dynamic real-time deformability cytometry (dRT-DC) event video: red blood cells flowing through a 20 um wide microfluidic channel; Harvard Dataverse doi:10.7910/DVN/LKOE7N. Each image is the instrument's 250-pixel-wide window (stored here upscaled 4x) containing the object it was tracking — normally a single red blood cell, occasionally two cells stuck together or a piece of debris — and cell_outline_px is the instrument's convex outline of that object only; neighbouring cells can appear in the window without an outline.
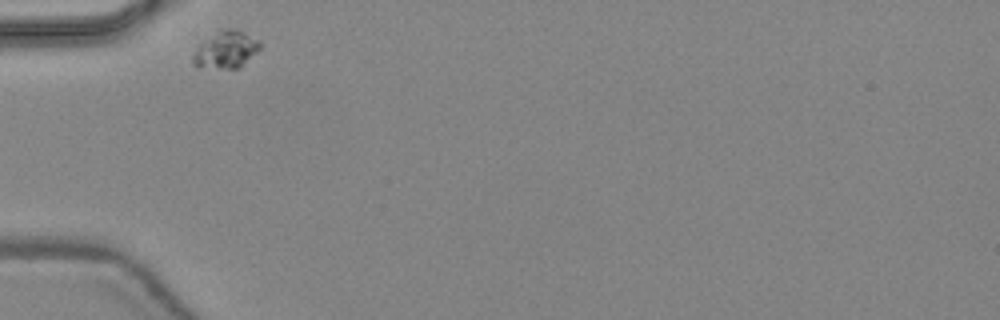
{"species": "common noctule bat (a hibernating species)", "species_latin": "Nyctalus noctula", "temperature_condition": "warm", "stored_images_in_passage": 27, "camera_frame_rate_fps": 3000, "um_per_image_px": 0.085, "animal": {"sex": "female", "body_mass_g": 24.6, "forearm_length_mm": 56.2}, "frame": {"image": 1, "passage_image": 1, "time_ms": 0.0, "image_size_px": [1000, 320], "cell_outline_px": [[260, 48], [240, 68], [200, 68], [192, 64], [192, 56], [196, 44], [220, 28], [228, 28], [240, 32], [260, 40]], "centroid_in_image_um": [19.12, 4.23], "position_along_channel_um": 65.9, "area_um2": 14.74}}
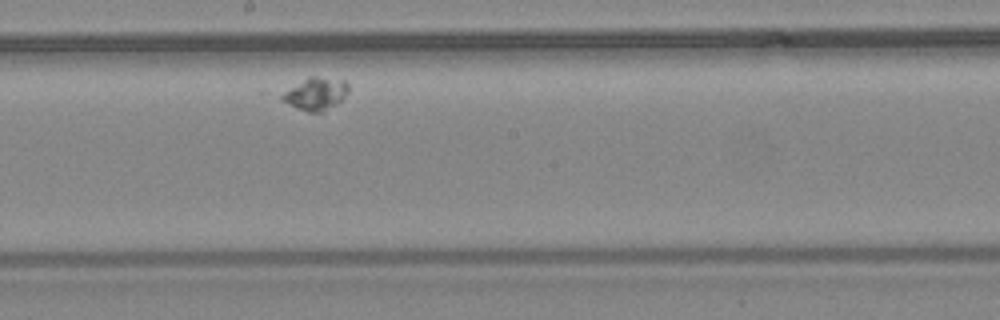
{"frame": {"image": 2, "passage_image": 14, "time_ms": 4.333, "image_size_px": [1000, 320], "cell_outline_px": [[348, 92], [336, 104], [320, 112], [308, 112], [296, 108], [280, 100], [280, 96], [284, 92], [308, 76], [316, 76], [344, 80], [348, 84]], "centroid_in_image_um": [26.81, 7.96], "position_along_channel_um": 221.4, "area_um2": 12.43}}
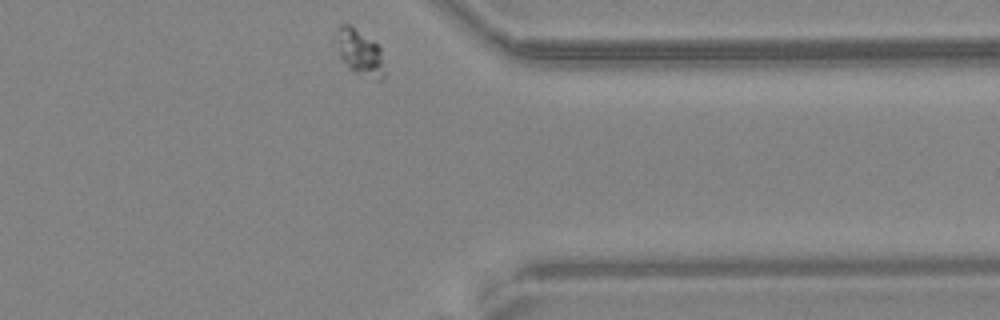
{"frame": {"image": 3, "passage_image": 27, "time_ms": 8.667, "image_size_px": [1000, 320], "cell_outline_px": [[384, 76], [380, 80], [376, 80], [356, 72], [348, 68], [332, 44], [332, 40], [340, 24], [348, 24], [376, 44], [380, 48], [384, 72]], "centroid_in_image_um": [30.49, 4.44], "position_along_channel_um": 380.9, "area_um2": 12.89}}